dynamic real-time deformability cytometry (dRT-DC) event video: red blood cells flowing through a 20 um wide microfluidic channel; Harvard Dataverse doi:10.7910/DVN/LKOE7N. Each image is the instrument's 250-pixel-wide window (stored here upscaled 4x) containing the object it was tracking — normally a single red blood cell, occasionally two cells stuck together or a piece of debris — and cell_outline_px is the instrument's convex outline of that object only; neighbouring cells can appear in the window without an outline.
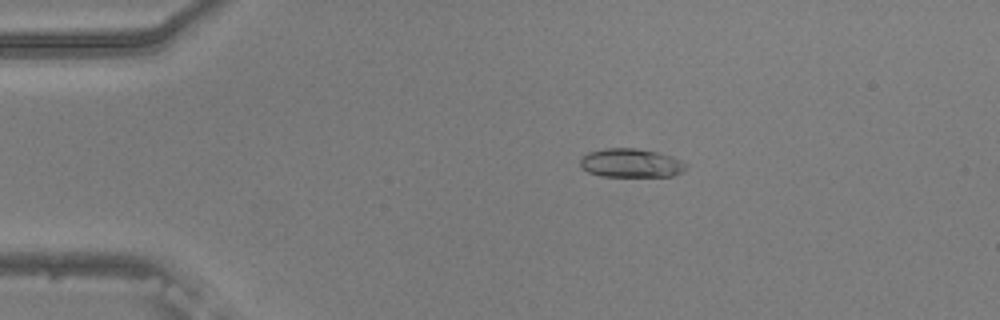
{"species": "common noctule bat (a hibernating species)", "species_latin": "Nyctalus noctula", "temperature_condition": "warm", "stored_images_in_passage": 45, "camera_frame_rate_fps": 3000, "um_per_image_px": 0.085, "animal": {"sex": "male", "body_mass_g": 20.5, "forearm_length_mm": 52.5}, "frame": {"image": 1, "passage_image": 2, "time_ms": 0.333, "image_size_px": [1000, 320], "cell_outline_px": [[688, 168], [684, 172], [672, 176], [600, 176], [588, 172], [580, 168], [580, 160], [588, 152], [604, 148], [636, 148], [660, 152], [672, 156], [688, 164]], "centroid_in_image_um": [53.67, 13.86], "position_along_channel_um": 31.3, "area_um2": 18.03}}
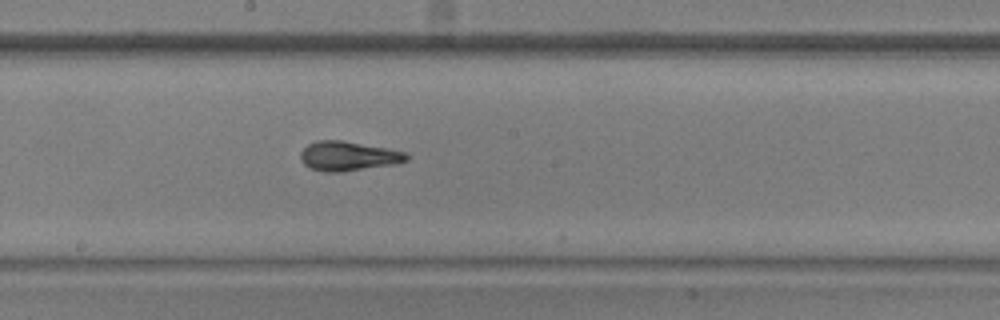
{"frame": {"image": 2, "passage_image": 21, "time_ms": 6.667, "image_size_px": [1000, 320], "cell_outline_px": [[408, 160], [396, 164], [340, 172], [324, 172], [308, 168], [300, 160], [300, 152], [308, 144], [316, 140], [340, 140], [408, 152]], "centroid_in_image_um": [29.57, 13.27], "position_along_channel_um": 218.6, "area_um2": 18.26}}
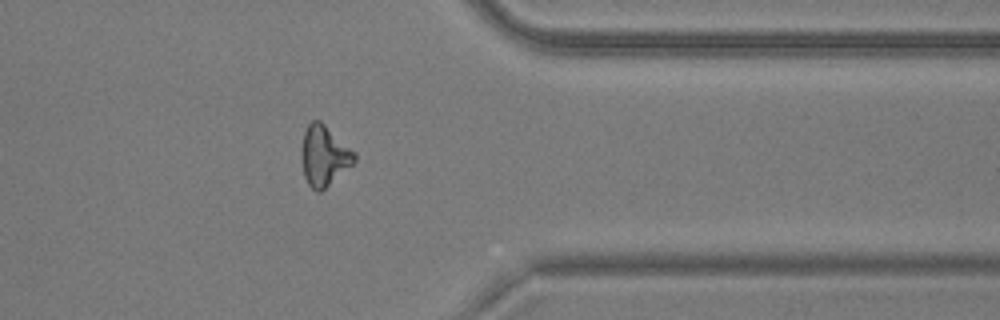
{"frame": {"image": 3, "passage_image": 35, "time_ms": 11.333, "image_size_px": [1000, 320], "cell_outline_px": [[356, 160], [352, 164], [320, 192], [316, 192], [308, 184], [304, 176], [300, 156], [300, 152], [304, 132], [308, 124], [312, 120], [320, 120], [356, 152]], "centroid_in_image_um": [27.52, 13.22], "position_along_channel_um": 383.9, "area_um2": 18.61}, "authors_computed_cell_mechanics": {"area_um2": 17.9758, "velocity_mm_per_s": 3.7678, "shape_relaxation_time_tau1_ms": 5.9865, "shape_relaxation_time_tau2_ms": 2.2305, "deformation_change_tau1": 0.1933, "deformation_change_tau2": 0.0905}}